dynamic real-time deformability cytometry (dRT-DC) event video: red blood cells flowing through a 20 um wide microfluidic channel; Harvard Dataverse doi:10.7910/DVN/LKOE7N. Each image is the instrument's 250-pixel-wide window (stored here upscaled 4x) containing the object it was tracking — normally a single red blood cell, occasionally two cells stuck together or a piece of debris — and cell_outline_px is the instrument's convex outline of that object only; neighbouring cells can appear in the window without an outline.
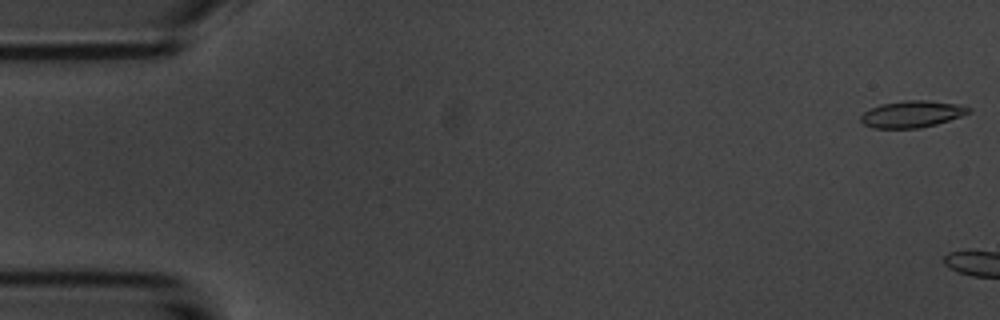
{"species": "common noctule bat (a hibernating species)", "species_latin": "Nyctalus noctula", "temperature_condition": "room temperature", "stored_images_in_passage": 5, "camera_frame_rate_fps": 3000, "um_per_image_px": 0.085, "animal": {"sex": "male", "body_mass_g": 20.1, "forearm_length_mm": 53.5}, "frame": {"image": 1, "passage_image": 1, "time_ms": 0.0, "image_size_px": [1000, 320], "cell_outline_px": [[972, 112], [936, 124], [920, 128], [872, 128], [864, 124], [860, 120], [860, 116], [864, 112], [880, 104], [908, 100], [924, 100], [956, 104], [972, 108]], "centroid_in_image_um": [77.51, 9.7], "position_along_channel_um": 7.5, "area_um2": 16.65}}